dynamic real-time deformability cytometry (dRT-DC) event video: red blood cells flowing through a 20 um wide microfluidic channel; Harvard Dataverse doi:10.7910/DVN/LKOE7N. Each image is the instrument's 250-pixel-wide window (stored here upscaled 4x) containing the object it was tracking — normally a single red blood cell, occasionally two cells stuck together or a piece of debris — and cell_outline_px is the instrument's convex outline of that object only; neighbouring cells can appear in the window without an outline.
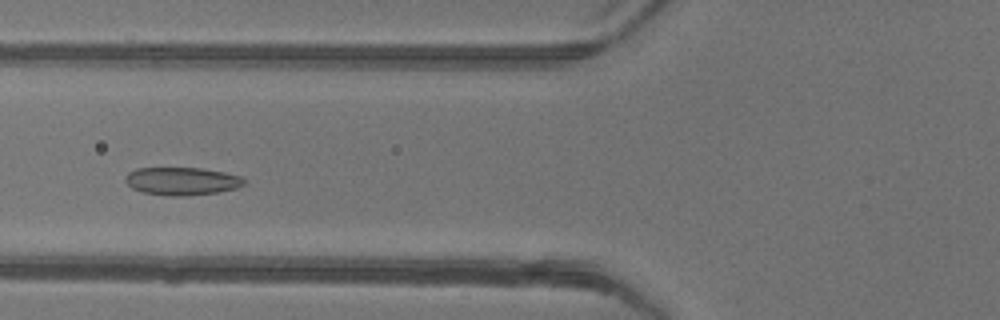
{"species": "common noctule bat (a hibernating species)", "species_latin": "Nyctalus noctula", "temperature_condition": "warm", "stored_images_in_passage": 47, "camera_frame_rate_fps": 3000, "um_per_image_px": 0.085, "animal": {"sex": "female"}, "frame": {"image": 1, "passage_image": 17, "time_ms": 5.333, "image_size_px": [1000, 320], "cell_outline_px": [[248, 180], [244, 184], [236, 188], [216, 192], [184, 196], [168, 196], [144, 192], [132, 188], [124, 180], [124, 176], [128, 172], [136, 168], [200, 168], [224, 172], [240, 176]], "centroid_in_image_um": [15.45, 15.39], "position_along_channel_um": 110.4, "area_um2": 19.31}}
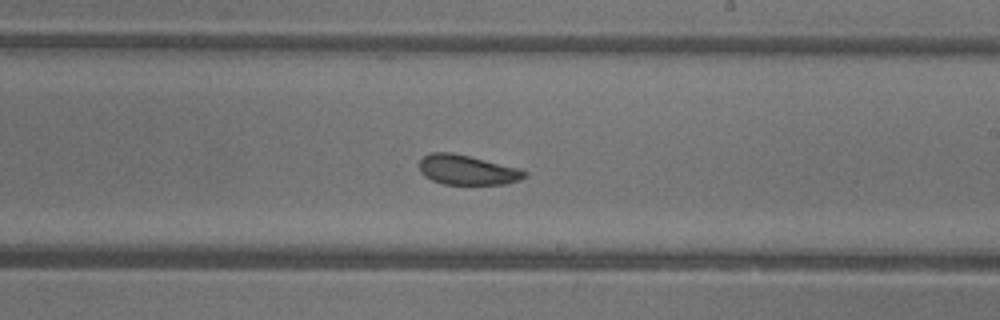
{"frame": {"image": 2, "passage_image": 27, "time_ms": 8.667, "image_size_px": [1000, 320], "cell_outline_px": [[528, 176], [520, 180], [504, 184], [444, 184], [432, 180], [424, 176], [420, 172], [420, 160], [424, 156], [432, 152], [452, 152], [520, 168], [528, 172]], "centroid_in_image_um": [39.74, 14.44], "position_along_channel_um": 249.3, "area_um2": 18.32}}
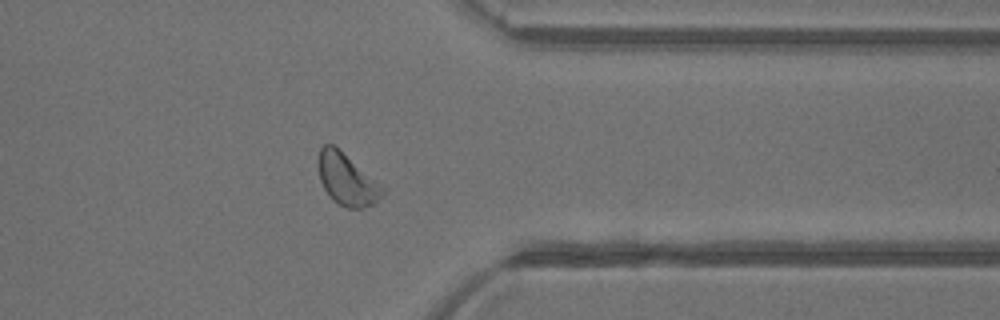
{"frame": {"image": 3, "passage_image": 37, "time_ms": 12.0, "image_size_px": [1000, 320], "cell_outline_px": [[388, 192], [372, 204], [364, 208], [348, 208], [332, 200], [328, 196], [320, 180], [316, 164], [320, 148], [324, 144], [332, 144], [388, 188]], "centroid_in_image_um": [29.51, 15.26], "position_along_channel_um": 381.9, "area_um2": 19.77}, "authors_computed_cell_mechanics": {"area_um2": 19.7676, "velocity_mm_per_s": 4.1703, "shape_relaxation_time_tau1_ms": 3.326, "shape_relaxation_time_tau2_ms": 9.1913, "deformation_change_tau1": 0.0793, "deformation_change_tau2": 0.1303}}